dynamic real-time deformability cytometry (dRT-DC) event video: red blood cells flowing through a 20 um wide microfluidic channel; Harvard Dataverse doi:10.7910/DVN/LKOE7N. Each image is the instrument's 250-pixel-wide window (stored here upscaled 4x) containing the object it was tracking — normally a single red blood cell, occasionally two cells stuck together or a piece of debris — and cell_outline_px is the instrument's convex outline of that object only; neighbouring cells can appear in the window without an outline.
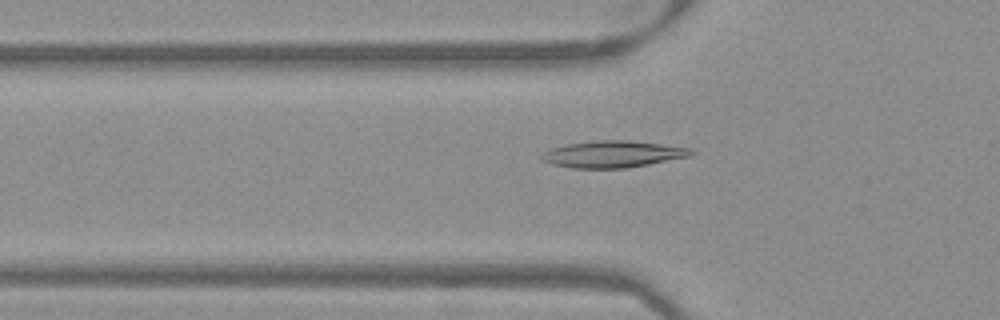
{"species": "Egyptian fruit bat (a non-hibernating species)", "species_latin": "Rousettus aegyptiacus", "temperature_condition": "warm", "stored_images_in_passage": 44, "camera_frame_rate_fps": 3000, "um_per_image_px": 0.085, "frame": {"image": 1, "passage_image": 10, "time_ms": 3.0, "image_size_px": [1000, 320], "cell_outline_px": [[696, 152], [692, 156], [648, 164], [624, 168], [572, 168], [552, 164], [540, 160], [540, 156], [548, 148], [564, 144], [596, 140], [628, 140], [692, 148]], "centroid_in_image_um": [52.06, 13.09], "position_along_channel_um": 73.7, "area_um2": 23.47}}
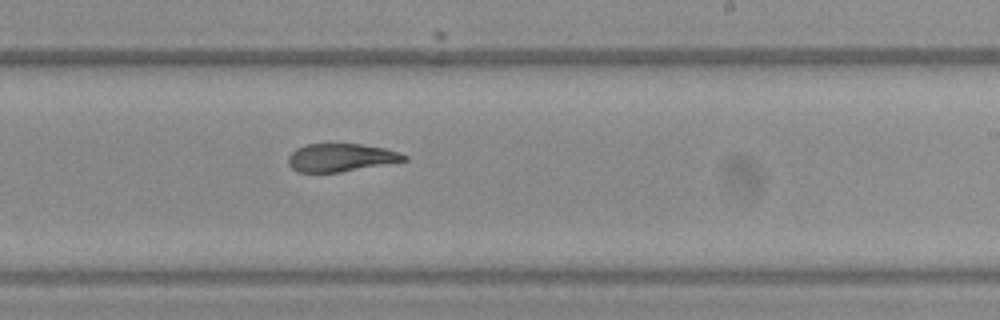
{"frame": {"image": 2, "passage_image": 24, "time_ms": 7.667, "image_size_px": [1000, 320], "cell_outline_px": [[408, 160], [340, 172], [296, 172], [288, 164], [288, 156], [296, 148], [308, 144], [360, 144], [384, 148], [400, 152], [408, 156]], "centroid_in_image_um": [28.97, 13.39], "position_along_channel_um": 260.0, "area_um2": 18.84}}
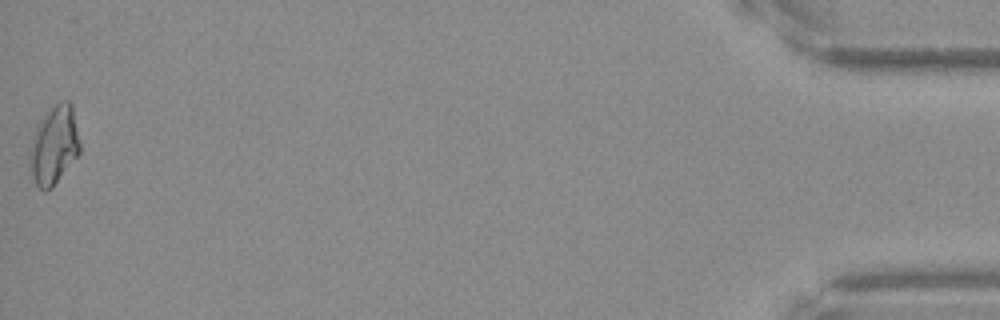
{"frame": {"image": 3, "passage_image": 44, "time_ms": 14.333, "image_size_px": [1000, 320], "cell_outline_px": [[80, 152], [52, 188], [44, 192], [36, 184], [32, 176], [28, 164], [28, 152], [32, 140], [44, 116], [60, 100], [68, 100], [72, 104], [80, 144]], "centroid_in_image_um": [4.59, 12.39], "position_along_channel_um": 430.6, "area_um2": 22.66}}